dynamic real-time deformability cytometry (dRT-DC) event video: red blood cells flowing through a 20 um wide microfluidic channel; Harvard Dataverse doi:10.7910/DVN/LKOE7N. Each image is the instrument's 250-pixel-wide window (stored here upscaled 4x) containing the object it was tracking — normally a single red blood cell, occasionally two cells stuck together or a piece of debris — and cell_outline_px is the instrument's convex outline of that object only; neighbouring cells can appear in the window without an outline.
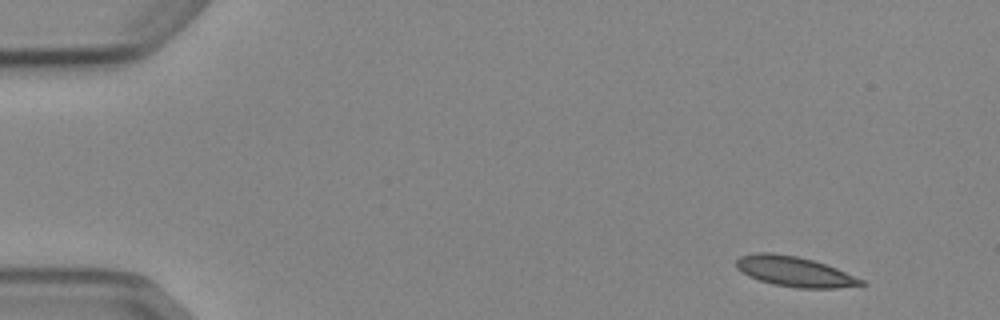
{"species": "Egyptian fruit bat (a non-hibernating species)", "species_latin": "Rousettus aegyptiacus", "temperature_condition": "cold", "stored_images_in_passage": 4, "camera_frame_rate_fps": 3000, "um_per_image_px": 0.085, "animal": {"sex": "female"}, "frame": {"image": 1, "passage_image": 1, "time_ms": 0.0, "image_size_px": [1000, 320], "cell_outline_px": [[868, 284], [836, 288], [796, 288], [772, 284], [748, 276], [736, 268], [736, 260], [740, 256], [756, 252], [772, 252], [796, 256], [812, 260], [836, 268], [864, 280]], "centroid_in_image_um": [67.51, 23.08], "position_along_channel_um": 17.5, "area_um2": 21.91}}
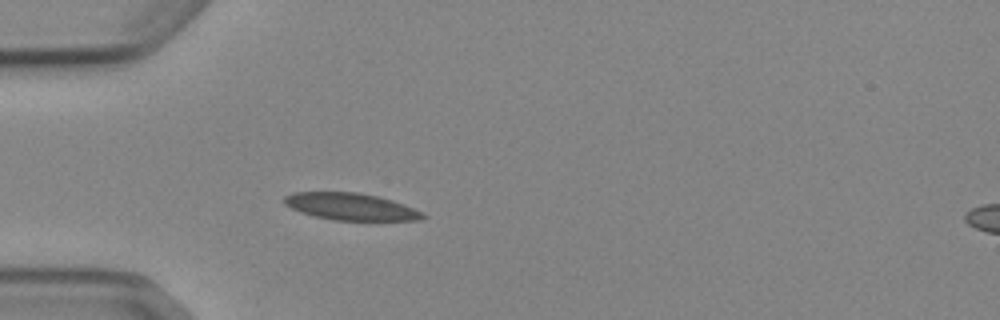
{"frame": {"image": 2, "passage_image": 4, "time_ms": 3.667, "image_size_px": [1000, 320], "cell_outline_px": [[428, 216], [420, 220], [332, 220], [300, 212], [284, 204], [284, 196], [292, 192], [356, 192], [376, 196], [392, 200], [404, 204], [424, 212]], "centroid_in_image_um": [29.83, 17.56], "position_along_channel_um": 55.2, "area_um2": 21.79}}